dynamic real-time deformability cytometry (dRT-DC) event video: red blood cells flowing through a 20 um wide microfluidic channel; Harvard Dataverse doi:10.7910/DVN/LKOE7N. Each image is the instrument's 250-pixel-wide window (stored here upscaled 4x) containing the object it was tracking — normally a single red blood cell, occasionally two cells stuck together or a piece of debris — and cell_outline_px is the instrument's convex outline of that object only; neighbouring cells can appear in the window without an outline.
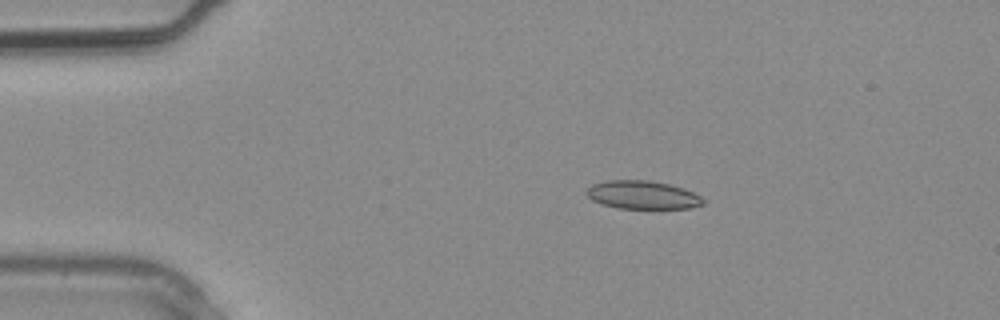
{"species": "common noctule bat (a hibernating species)", "species_latin": "Nyctalus noctula", "temperature_condition": "warm", "stored_images_in_passage": 3, "camera_frame_rate_fps": 3000, "um_per_image_px": 0.085, "animal": {"sex": "male", "body_mass_g": 20.4}, "frame": {"image": 1, "passage_image": 1, "time_ms": 0.0, "image_size_px": [1000, 320], "cell_outline_px": [[704, 204], [692, 208], [616, 208], [592, 200], [588, 196], [588, 188], [592, 184], [604, 180], [648, 180], [668, 184], [684, 188], [700, 196], [704, 200]], "centroid_in_image_um": [54.63, 16.56], "position_along_channel_um": 30.4, "area_um2": 19.07}}
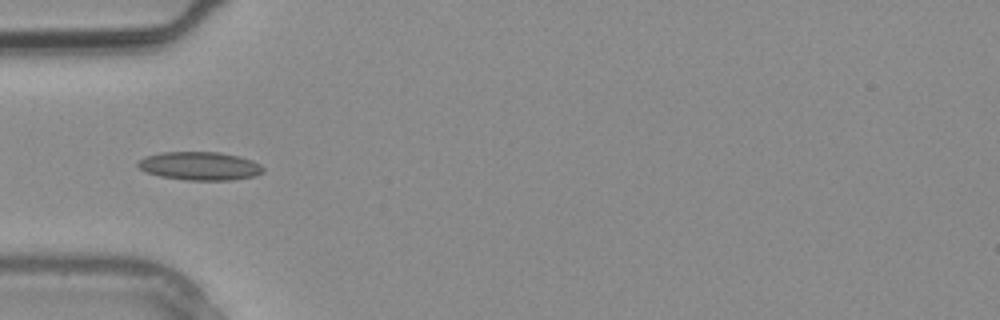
{"frame": {"image": 2, "passage_image": 2, "time_ms": 0.333, "image_size_px": [1000, 320], "cell_outline_px": [[264, 172], [256, 176], [232, 180], [188, 180], [160, 176], [144, 172], [136, 164], [144, 156], [160, 152], [220, 152], [240, 156], [252, 160], [260, 164], [264, 168]], "centroid_in_image_um": [17.0, 14.1], "position_along_channel_um": 68.0, "area_um2": 20.92}}